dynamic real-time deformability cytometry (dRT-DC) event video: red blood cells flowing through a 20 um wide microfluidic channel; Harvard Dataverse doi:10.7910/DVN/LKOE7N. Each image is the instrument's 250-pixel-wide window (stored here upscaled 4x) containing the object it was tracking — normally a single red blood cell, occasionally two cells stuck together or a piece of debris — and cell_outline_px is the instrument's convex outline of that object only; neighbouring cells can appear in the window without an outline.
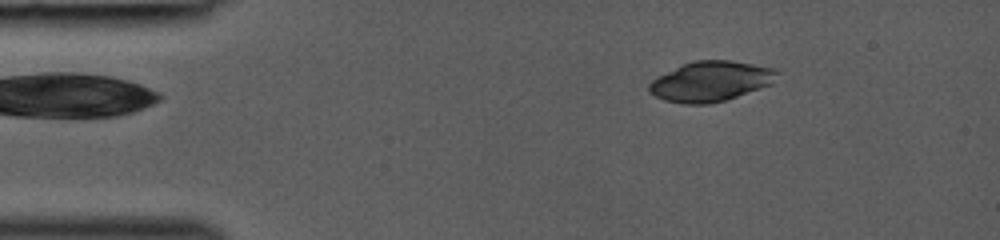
{"species": "common noctule bat (a hibernating species)", "species_latin": "Nyctalus noctula", "temperature_condition": "room temperature", "stored_images_in_passage": 38, "camera_frame_rate_fps": 3000, "um_per_image_px": 0.085, "animal": {"sex": "female", "body_mass_g": 19.0, "forearm_length_mm": 53.3}, "frame": {"image": 1, "passage_image": 2, "time_ms": 0.333, "image_size_px": [1000, 240], "cell_outline_px": [[780, 72], [772, 84], [728, 100], [708, 104], [684, 104], [664, 100], [648, 92], [648, 84], [652, 80], [680, 64], [696, 60], [728, 60], [752, 64], [772, 68]], "centroid_in_image_um": [60.4, 6.92], "position_along_channel_um": 24.6, "area_um2": 30.06}}